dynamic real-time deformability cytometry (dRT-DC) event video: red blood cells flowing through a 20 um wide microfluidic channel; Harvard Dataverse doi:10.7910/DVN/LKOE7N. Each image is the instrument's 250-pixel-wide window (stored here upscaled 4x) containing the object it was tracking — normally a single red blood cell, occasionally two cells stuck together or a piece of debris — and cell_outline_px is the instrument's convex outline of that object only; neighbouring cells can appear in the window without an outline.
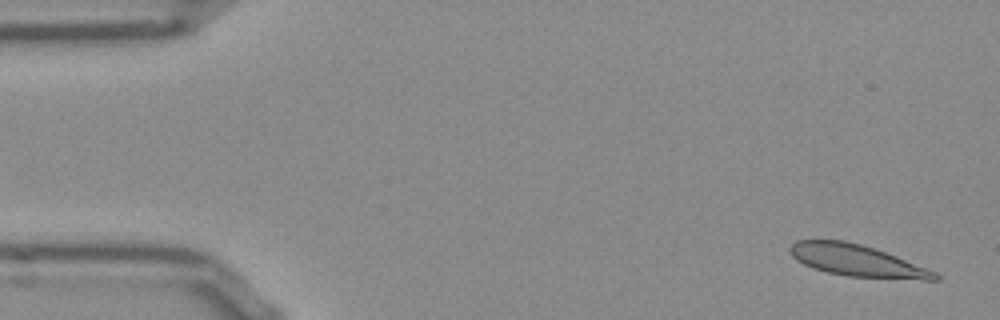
{"species": "Egyptian fruit bat (a non-hibernating species)", "species_latin": "Rousettus aegyptiacus", "temperature_condition": "room temperature", "stored_images_in_passage": 51, "camera_frame_rate_fps": 3000, "um_per_image_px": 0.085, "frame": {"image": 1, "passage_image": 1, "time_ms": 0.0, "image_size_px": [1000, 320], "cell_outline_px": [[940, 280], [924, 280], [848, 276], [828, 272], [812, 268], [796, 260], [792, 256], [788, 248], [796, 240], [844, 240], [876, 248], [936, 272], [940, 276]], "centroid_in_image_um": [72.83, 22.15], "position_along_channel_um": 12.2, "area_um2": 26.7}}
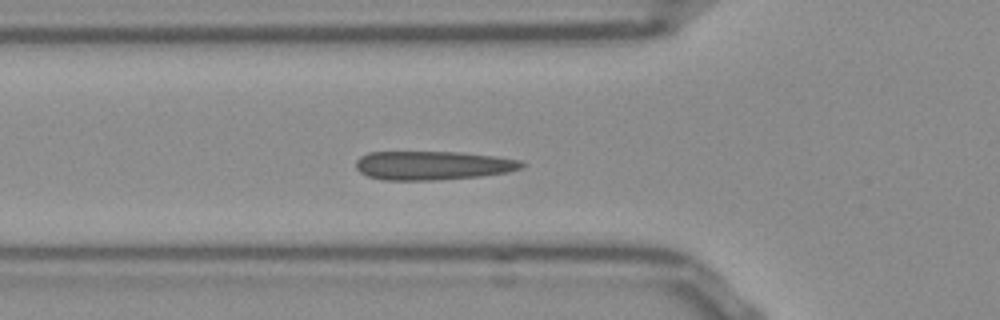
{"frame": {"image": 2, "passage_image": 16, "time_ms": 5.0, "image_size_px": [1000, 320], "cell_outline_px": [[524, 168], [508, 172], [480, 176], [436, 180], [384, 180], [368, 176], [360, 172], [356, 168], [356, 160], [360, 156], [368, 152], [460, 152], [492, 156], [520, 160], [524, 164]], "centroid_in_image_um": [36.77, 14.06], "position_along_channel_um": 89.0, "area_um2": 27.86}}
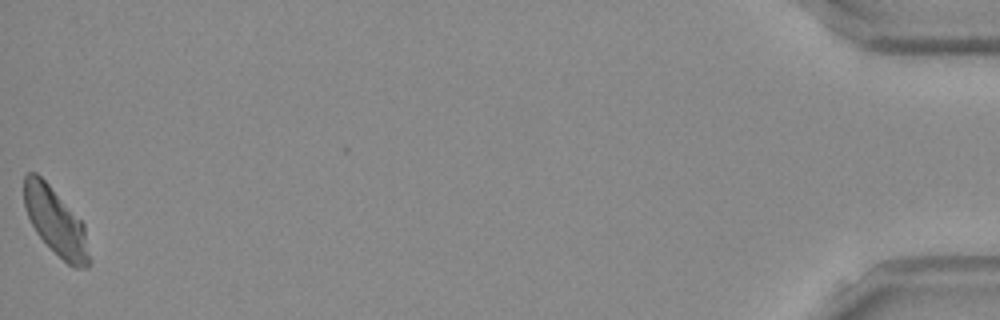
{"frame": {"image": 3, "passage_image": 51, "time_ms": 16.667, "image_size_px": [1000, 320], "cell_outline_px": [[92, 260], [88, 268], [72, 268], [36, 232], [28, 216], [24, 204], [24, 176], [28, 172], [36, 172], [48, 184], [84, 224]], "centroid_in_image_um": [4.77, 18.88], "position_along_channel_um": 430.4, "area_um2": 25.2}, "authors_computed_cell_mechanics": {"area_um2": 26.6458, "velocity_mm_per_s": 3.8091, "shape_relaxation_time_tau1_ms": 7.5031, "shape_relaxation_time_tau2_ms": 1.8396, "deformation_change_tau1": 0.1664, "deformation_change_tau2": 0.0747}}